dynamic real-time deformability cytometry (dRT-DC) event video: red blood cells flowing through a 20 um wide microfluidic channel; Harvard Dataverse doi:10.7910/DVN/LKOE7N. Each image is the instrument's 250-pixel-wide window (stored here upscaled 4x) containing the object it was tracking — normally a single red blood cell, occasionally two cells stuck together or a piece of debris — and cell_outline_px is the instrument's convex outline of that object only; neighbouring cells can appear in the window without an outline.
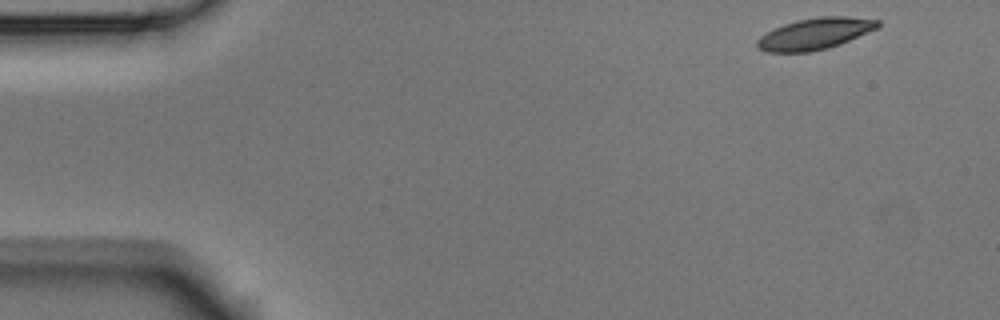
{"species": "Egyptian fruit bat (a non-hibernating species)", "species_latin": "Rousettus aegyptiacus", "temperature_condition": "room temperature", "stored_images_in_passage": 4, "camera_frame_rate_fps": 3000, "um_per_image_px": 0.085, "animal": {"sex": "male"}, "frame": {"image": 1, "passage_image": 1, "time_ms": 0.0, "image_size_px": [1000, 320], "cell_outline_px": [[880, 28], [840, 44], [828, 48], [812, 52], [768, 52], [756, 48], [756, 40], [760, 36], [784, 24], [796, 20], [820, 16], [848, 16], [880, 20]], "centroid_in_image_um": [69.3, 2.87], "position_along_channel_um": 15.7, "area_um2": 22.31}}
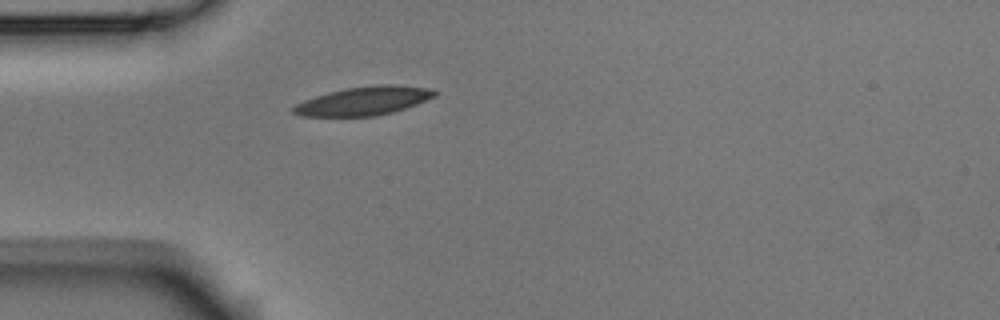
{"frame": {"image": 2, "passage_image": 4, "time_ms": 1.0, "image_size_px": [1000, 320], "cell_outline_px": [[436, 96], [416, 104], [392, 112], [376, 116], [300, 116], [292, 112], [292, 108], [296, 104], [304, 100], [328, 92], [344, 88], [380, 84], [396, 84], [428, 88], [436, 92]], "centroid_in_image_um": [30.9, 8.57], "position_along_channel_um": 54.1, "area_um2": 23.47}}